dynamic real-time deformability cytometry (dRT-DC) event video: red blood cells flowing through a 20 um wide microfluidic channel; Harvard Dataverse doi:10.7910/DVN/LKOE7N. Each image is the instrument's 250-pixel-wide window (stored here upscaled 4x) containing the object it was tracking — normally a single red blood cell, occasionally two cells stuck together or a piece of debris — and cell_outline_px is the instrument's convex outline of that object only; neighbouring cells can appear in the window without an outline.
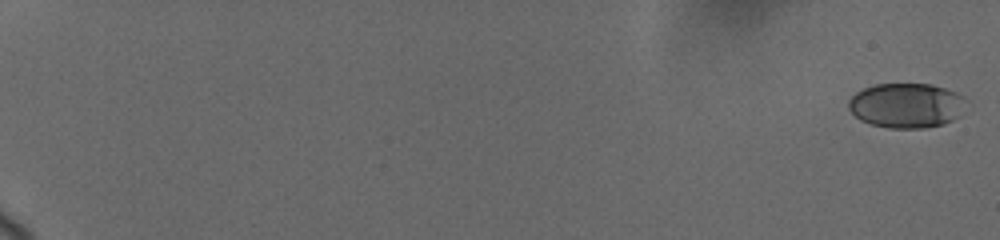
{"species": "human", "species_latin": "Homo sapiens", "temperature_condition": "cold", "stored_images_in_passage": 47, "camera_frame_rate_fps": 3000, "um_per_image_px": 0.085, "donor": {"sex": "female"}, "frame": {"image": 1, "passage_image": 1, "time_ms": 0.0, "image_size_px": [1000, 240], "cell_outline_px": [[964, 96], [960, 116], [944, 124], [924, 128], [888, 128], [872, 124], [860, 120], [848, 108], [848, 100], [856, 92], [864, 88], [876, 84], [928, 84], [944, 88], [956, 92]], "centroid_in_image_um": [77.01, 8.97], "position_along_channel_um": 8.0, "area_um2": 30.52}}
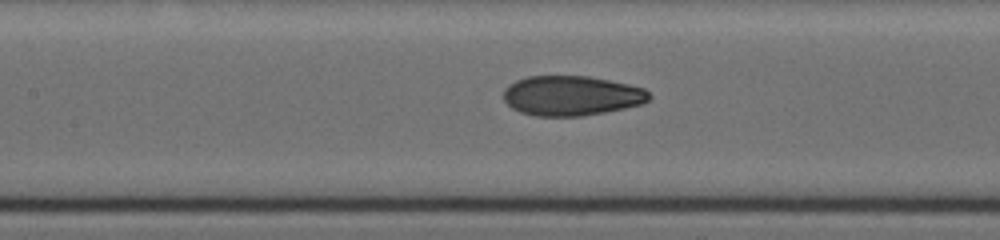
{"frame": {"image": 2, "passage_image": 19, "time_ms": 10.333, "image_size_px": [1000, 240], "cell_outline_px": [[652, 96], [648, 100], [640, 104], [624, 108], [604, 112], [580, 116], [536, 116], [520, 112], [512, 108], [504, 100], [504, 88], [508, 84], [516, 80], [528, 76], [588, 76], [628, 84], [644, 88]], "centroid_in_image_um": [48.55, 8.13], "position_along_channel_um": 158.9, "area_um2": 33.76}}
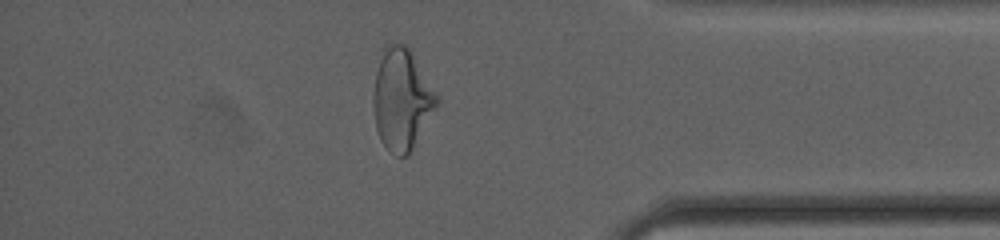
{"frame": {"image": 3, "passage_image": 41, "time_ms": 17.333, "image_size_px": [1000, 240], "cell_outline_px": [[440, 104], [408, 156], [396, 156], [380, 140], [376, 128], [372, 104], [372, 96], [380, 48], [388, 40], [404, 44], [412, 52], [440, 96]], "centroid_in_image_um": [34.16, 8.38], "position_along_channel_um": 401.0, "area_um2": 38.61}, "authors_computed_cell_mechanics": {"area_um2": 33.7552, "velocity_mm_per_s": 3.6914, "shape_relaxation_time_tau1_ms": 4.8891, "shape_relaxation_time_tau2_ms": 1.0734, "deformation_change_tau1": 0.1517, "deformation_change_tau2": 0.0667}}